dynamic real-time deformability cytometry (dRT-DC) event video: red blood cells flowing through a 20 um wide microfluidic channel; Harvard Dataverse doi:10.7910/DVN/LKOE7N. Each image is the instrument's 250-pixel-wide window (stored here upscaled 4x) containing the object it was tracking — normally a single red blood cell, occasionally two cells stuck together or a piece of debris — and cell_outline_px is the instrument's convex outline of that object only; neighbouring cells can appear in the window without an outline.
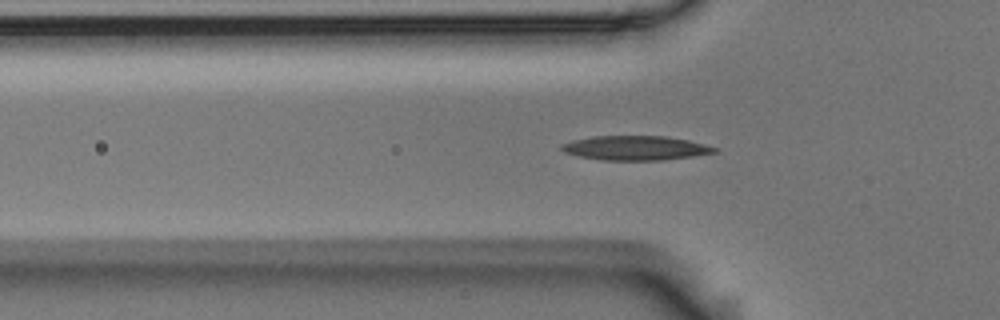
{"species": "Egyptian fruit bat (a non-hibernating species)", "species_latin": "Rousettus aegyptiacus", "temperature_condition": "room temperature", "stored_images_in_passage": 50, "camera_frame_rate_fps": 3000, "um_per_image_px": 0.085, "animal": {"sex": "male"}, "frame": {"image": 1, "passage_image": 12, "time_ms": 3.667, "image_size_px": [1000, 320], "cell_outline_px": [[720, 148], [716, 152], [692, 156], [664, 160], [604, 160], [580, 156], [564, 152], [560, 148], [560, 144], [572, 140], [592, 136], [668, 136], [688, 140]], "centroid_in_image_um": [54.02, 12.57], "position_along_channel_um": 71.8, "area_um2": 21.73}}
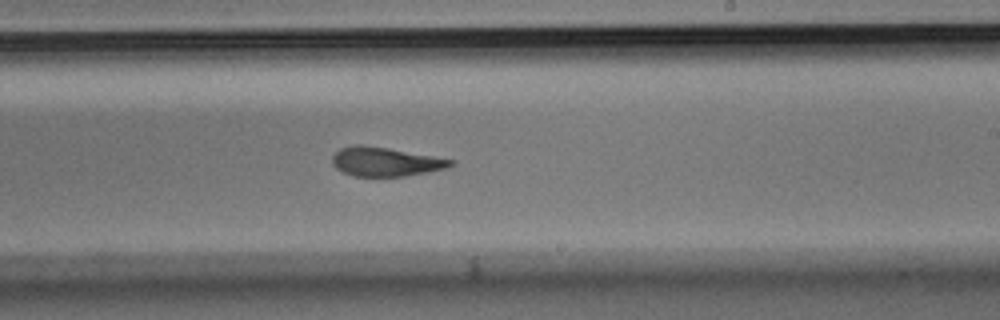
{"frame": {"image": 2, "passage_image": 27, "time_ms": 8.667, "image_size_px": [1000, 320], "cell_outline_px": [[456, 164], [448, 168], [428, 172], [404, 176], [352, 176], [336, 168], [332, 164], [332, 156], [340, 148], [352, 144], [360, 144], [388, 148], [456, 160]], "centroid_in_image_um": [32.78, 13.74], "position_along_channel_um": 256.2, "area_um2": 20.17}}
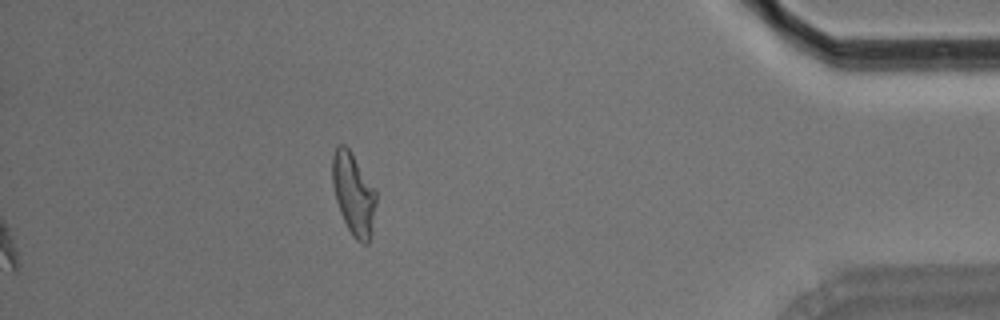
{"frame": {"image": 3, "passage_image": 43, "time_ms": 14.0, "image_size_px": [1000, 320], "cell_outline_px": [[376, 200], [372, 232], [368, 244], [360, 244], [352, 236], [340, 212], [336, 200], [332, 184], [332, 156], [336, 148], [340, 144], [344, 144], [348, 148], [376, 188]], "centroid_in_image_um": [30.06, 16.5], "position_along_channel_um": 405.1, "area_um2": 21.04}, "authors_computed_cell_mechanics": {"area_um2": 21.0103, "velocity_mm_per_s": 3.6707, "shape_relaxation_time_tau1_ms": 7.0927, "shape_relaxation_time_tau2_ms": 2.4707, "deformation_change_tau1": 0.2199, "deformation_change_tau2": 0.1227}}